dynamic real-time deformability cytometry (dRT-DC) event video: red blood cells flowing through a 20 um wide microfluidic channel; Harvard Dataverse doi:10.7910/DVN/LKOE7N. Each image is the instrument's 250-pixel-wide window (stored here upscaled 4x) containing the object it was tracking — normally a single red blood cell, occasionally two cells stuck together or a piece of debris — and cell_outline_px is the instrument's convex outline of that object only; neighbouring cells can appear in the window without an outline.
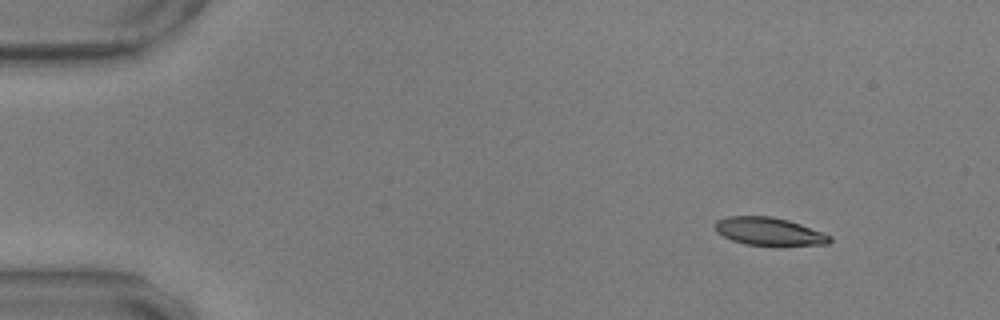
{"species": "common noctule bat (a hibernating species)", "species_latin": "Nyctalus noctula", "temperature_condition": "warm", "stored_images_in_passage": 52, "camera_frame_rate_fps": 3000, "um_per_image_px": 0.085, "animal": {"sex": "male", "body_mass_g": 17.9, "forearm_length_mm": 54.2}, "frame": {"image": 1, "passage_image": 1, "time_ms": 0.0, "image_size_px": [1000, 320], "cell_outline_px": [[832, 240], [828, 244], [776, 248], [744, 244], [732, 240], [716, 232], [716, 220], [728, 216], [772, 216], [788, 220], [800, 224], [832, 236]], "centroid_in_image_um": [65.41, 19.72], "position_along_channel_um": 19.6, "area_um2": 19.36}}
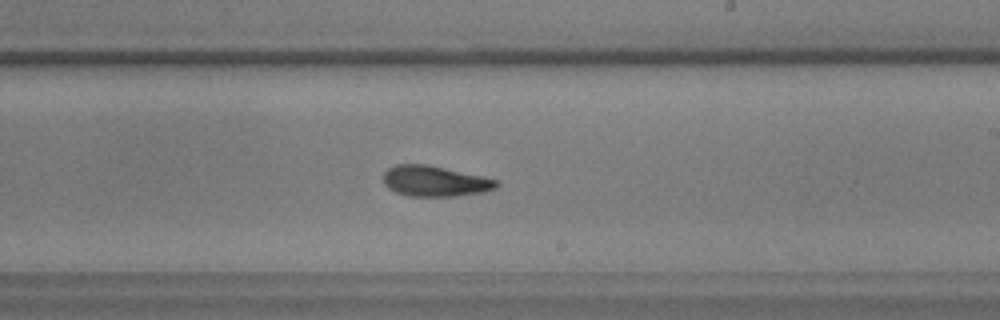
{"frame": {"image": 2, "passage_image": 29, "time_ms": 9.333, "image_size_px": [1000, 320], "cell_outline_px": [[500, 184], [496, 188], [484, 192], [456, 196], [408, 196], [396, 192], [388, 188], [384, 184], [384, 172], [388, 168], [396, 164], [424, 164], [484, 176], [496, 180]], "centroid_in_image_um": [36.97, 15.4], "position_along_channel_um": 252.0, "area_um2": 20.17}}
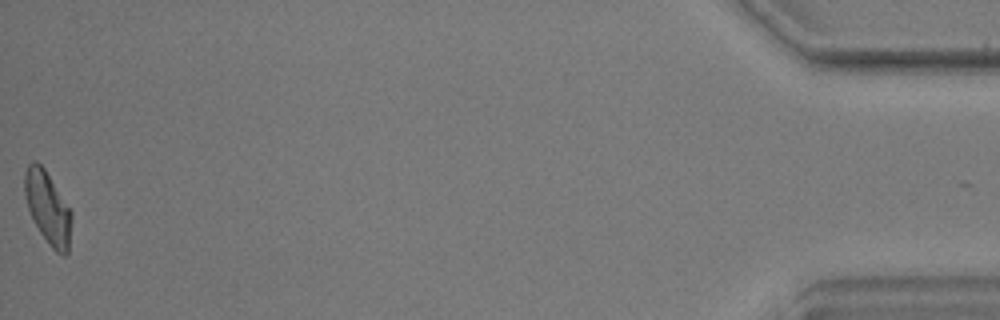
{"frame": {"image": 3, "passage_image": 52, "time_ms": 17.0, "image_size_px": [1000, 320], "cell_outline_px": [[72, 220], [68, 252], [64, 256], [56, 252], [52, 248], [40, 232], [32, 220], [28, 208], [24, 192], [24, 172], [28, 164], [32, 160], [36, 160], [44, 168], [72, 212]], "centroid_in_image_um": [4.05, 17.66], "position_along_channel_um": 431.1, "area_um2": 19.83}, "authors_computed_cell_mechanics": {"area_um2": 20.0566, "velocity_mm_per_s": 3.5232, "shape_relaxation_time_tau1_ms": 8.0373, "shape_relaxation_time_tau2_ms": 3.8277, "deformation_change_tau1": 0.1869, "deformation_change_tau2": 0.1137}}